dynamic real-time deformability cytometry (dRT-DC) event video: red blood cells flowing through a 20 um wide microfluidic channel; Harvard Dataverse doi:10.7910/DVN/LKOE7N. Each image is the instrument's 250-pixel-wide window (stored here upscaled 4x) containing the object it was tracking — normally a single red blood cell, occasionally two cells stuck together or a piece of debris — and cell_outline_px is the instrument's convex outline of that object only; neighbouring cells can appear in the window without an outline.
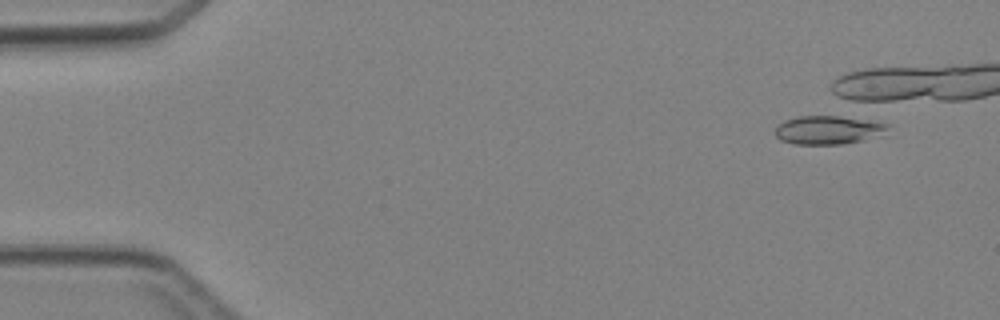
{"species": "Egyptian fruit bat (a non-hibernating species)", "species_latin": "Rousettus aegyptiacus", "temperature_condition": "cold", "stored_images_in_passage": 8, "camera_frame_rate_fps": 3000, "um_per_image_px": 0.085, "animal": {"sex": "female"}, "frame": {"image": 1, "passage_image": 2, "time_ms": 1.0, "image_size_px": [1000, 320], "cell_outline_px": [[888, 128], [860, 140], [844, 144], [796, 144], [780, 140], [776, 136], [776, 128], [784, 120], [800, 116], [852, 116], [888, 124]], "centroid_in_image_um": [70.31, 11.02], "position_along_channel_um": 14.7, "area_um2": 18.26}}
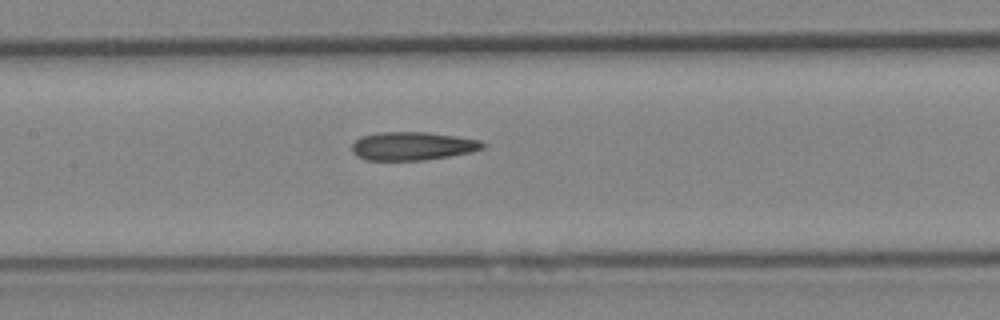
{"frame": {"image": 2, "passage_image": 8, "time_ms": 9.0, "image_size_px": [1000, 320], "cell_outline_px": [[484, 148], [472, 152], [424, 160], [364, 160], [356, 156], [352, 152], [352, 144], [360, 136], [376, 132], [428, 132], [456, 136], [480, 140], [484, 144]], "centroid_in_image_um": [35.02, 12.41], "position_along_channel_um": 172.4, "area_um2": 21.73}}